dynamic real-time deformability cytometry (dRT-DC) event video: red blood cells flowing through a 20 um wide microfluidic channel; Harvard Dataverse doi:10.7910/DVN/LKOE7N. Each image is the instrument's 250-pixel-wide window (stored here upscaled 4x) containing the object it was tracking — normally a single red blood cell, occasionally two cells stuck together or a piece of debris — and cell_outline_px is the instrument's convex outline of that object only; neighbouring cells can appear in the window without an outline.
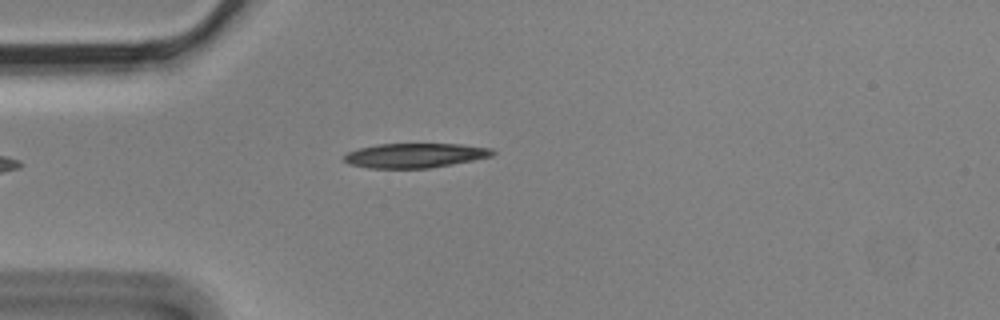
{"species": "Egyptian fruit bat (a non-hibernating species)", "species_latin": "Rousettus aegyptiacus", "temperature_condition": "cold", "stored_images_in_passage": 4, "camera_frame_rate_fps": 3000, "um_per_image_px": 0.085, "animal": {"sex": "male"}, "frame": {"image": 1, "passage_image": 4, "time_ms": 1.0, "image_size_px": [1000, 320], "cell_outline_px": [[496, 152], [492, 156], [452, 164], [428, 168], [368, 168], [348, 164], [344, 160], [344, 156], [348, 152], [360, 148], [380, 144], [460, 144], [492, 148]], "centroid_in_image_um": [35.28, 13.21], "position_along_channel_um": 49.7, "area_um2": 21.1}}